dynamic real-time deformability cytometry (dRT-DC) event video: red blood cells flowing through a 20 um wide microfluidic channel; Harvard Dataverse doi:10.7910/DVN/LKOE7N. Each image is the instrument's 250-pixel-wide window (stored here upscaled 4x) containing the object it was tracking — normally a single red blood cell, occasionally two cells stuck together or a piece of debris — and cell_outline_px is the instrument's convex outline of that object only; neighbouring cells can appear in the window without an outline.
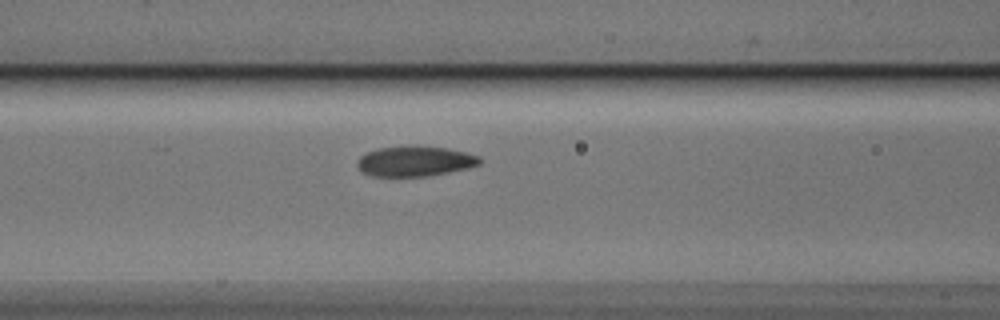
{"species": "Egyptian fruit bat (a non-hibernating species)", "species_latin": "Rousettus aegyptiacus", "temperature_condition": "cold", "stored_images_in_passage": 7, "camera_frame_rate_fps": 3000, "um_per_image_px": 0.085, "animal": {"sex": "male"}, "frame": {"image": 1, "passage_image": 7, "time_ms": 8.0, "image_size_px": [1000, 320], "cell_outline_px": [[480, 164], [468, 168], [428, 176], [372, 176], [364, 172], [356, 164], [356, 160], [360, 156], [376, 148], [408, 144], [412, 144], [448, 148], [480, 156]], "centroid_in_image_um": [35.25, 13.67], "position_along_channel_um": 131.3, "area_um2": 21.91}}